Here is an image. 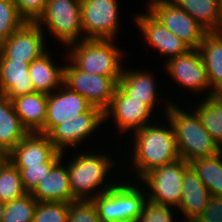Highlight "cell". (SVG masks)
Here are the masks:
<instances>
[{
	"label": "cell",
	"mask_w": 222,
	"mask_h": 222,
	"mask_svg": "<svg viewBox=\"0 0 222 222\" xmlns=\"http://www.w3.org/2000/svg\"><path fill=\"white\" fill-rule=\"evenodd\" d=\"M146 14H137L134 21L145 37L148 45L157 49L159 54L166 56V60L185 54L190 48L175 34L159 22L147 9Z\"/></svg>",
	"instance_id": "cell-16"
},
{
	"label": "cell",
	"mask_w": 222,
	"mask_h": 222,
	"mask_svg": "<svg viewBox=\"0 0 222 222\" xmlns=\"http://www.w3.org/2000/svg\"><path fill=\"white\" fill-rule=\"evenodd\" d=\"M28 134L15 113L11 99L0 94V147L9 153Z\"/></svg>",
	"instance_id": "cell-25"
},
{
	"label": "cell",
	"mask_w": 222,
	"mask_h": 222,
	"mask_svg": "<svg viewBox=\"0 0 222 222\" xmlns=\"http://www.w3.org/2000/svg\"><path fill=\"white\" fill-rule=\"evenodd\" d=\"M166 121L168 127L158 122L133 131L134 149L130 155L139 179L150 170L180 159L172 125Z\"/></svg>",
	"instance_id": "cell-1"
},
{
	"label": "cell",
	"mask_w": 222,
	"mask_h": 222,
	"mask_svg": "<svg viewBox=\"0 0 222 222\" xmlns=\"http://www.w3.org/2000/svg\"><path fill=\"white\" fill-rule=\"evenodd\" d=\"M217 7H218L219 14L222 18V0H217Z\"/></svg>",
	"instance_id": "cell-40"
},
{
	"label": "cell",
	"mask_w": 222,
	"mask_h": 222,
	"mask_svg": "<svg viewBox=\"0 0 222 222\" xmlns=\"http://www.w3.org/2000/svg\"><path fill=\"white\" fill-rule=\"evenodd\" d=\"M36 23L42 30L46 28L66 48L85 39L81 25V0H47L44 13Z\"/></svg>",
	"instance_id": "cell-6"
},
{
	"label": "cell",
	"mask_w": 222,
	"mask_h": 222,
	"mask_svg": "<svg viewBox=\"0 0 222 222\" xmlns=\"http://www.w3.org/2000/svg\"><path fill=\"white\" fill-rule=\"evenodd\" d=\"M24 61L0 60V94L12 99L37 92Z\"/></svg>",
	"instance_id": "cell-21"
},
{
	"label": "cell",
	"mask_w": 222,
	"mask_h": 222,
	"mask_svg": "<svg viewBox=\"0 0 222 222\" xmlns=\"http://www.w3.org/2000/svg\"><path fill=\"white\" fill-rule=\"evenodd\" d=\"M198 51L207 71L212 95H222V32L207 33Z\"/></svg>",
	"instance_id": "cell-23"
},
{
	"label": "cell",
	"mask_w": 222,
	"mask_h": 222,
	"mask_svg": "<svg viewBox=\"0 0 222 222\" xmlns=\"http://www.w3.org/2000/svg\"><path fill=\"white\" fill-rule=\"evenodd\" d=\"M5 205H6V203H4L3 201L0 200V222L3 221V215L5 212Z\"/></svg>",
	"instance_id": "cell-39"
},
{
	"label": "cell",
	"mask_w": 222,
	"mask_h": 222,
	"mask_svg": "<svg viewBox=\"0 0 222 222\" xmlns=\"http://www.w3.org/2000/svg\"><path fill=\"white\" fill-rule=\"evenodd\" d=\"M182 186V198L176 210L185 215L183 222H193L207 207L211 194L190 166L184 170Z\"/></svg>",
	"instance_id": "cell-19"
},
{
	"label": "cell",
	"mask_w": 222,
	"mask_h": 222,
	"mask_svg": "<svg viewBox=\"0 0 222 222\" xmlns=\"http://www.w3.org/2000/svg\"><path fill=\"white\" fill-rule=\"evenodd\" d=\"M58 90L48 94L45 124L38 133L47 135L56 125L71 121L92 107L86 98L64 84Z\"/></svg>",
	"instance_id": "cell-15"
},
{
	"label": "cell",
	"mask_w": 222,
	"mask_h": 222,
	"mask_svg": "<svg viewBox=\"0 0 222 222\" xmlns=\"http://www.w3.org/2000/svg\"><path fill=\"white\" fill-rule=\"evenodd\" d=\"M37 200L30 194L6 203L2 222H33Z\"/></svg>",
	"instance_id": "cell-30"
},
{
	"label": "cell",
	"mask_w": 222,
	"mask_h": 222,
	"mask_svg": "<svg viewBox=\"0 0 222 222\" xmlns=\"http://www.w3.org/2000/svg\"><path fill=\"white\" fill-rule=\"evenodd\" d=\"M189 164L178 159L170 164L157 167L140 179L148 189L147 200L169 207H179L183 191V174Z\"/></svg>",
	"instance_id": "cell-7"
},
{
	"label": "cell",
	"mask_w": 222,
	"mask_h": 222,
	"mask_svg": "<svg viewBox=\"0 0 222 222\" xmlns=\"http://www.w3.org/2000/svg\"><path fill=\"white\" fill-rule=\"evenodd\" d=\"M64 153L58 151L49 161L41 166H29V168H17L20 172L24 189L31 193L39 182L48 175L52 167L63 158Z\"/></svg>",
	"instance_id": "cell-32"
},
{
	"label": "cell",
	"mask_w": 222,
	"mask_h": 222,
	"mask_svg": "<svg viewBox=\"0 0 222 222\" xmlns=\"http://www.w3.org/2000/svg\"><path fill=\"white\" fill-rule=\"evenodd\" d=\"M48 94L35 92L11 99L15 113L29 133L39 132L47 116Z\"/></svg>",
	"instance_id": "cell-22"
},
{
	"label": "cell",
	"mask_w": 222,
	"mask_h": 222,
	"mask_svg": "<svg viewBox=\"0 0 222 222\" xmlns=\"http://www.w3.org/2000/svg\"><path fill=\"white\" fill-rule=\"evenodd\" d=\"M8 153L0 147V164L7 159Z\"/></svg>",
	"instance_id": "cell-38"
},
{
	"label": "cell",
	"mask_w": 222,
	"mask_h": 222,
	"mask_svg": "<svg viewBox=\"0 0 222 222\" xmlns=\"http://www.w3.org/2000/svg\"><path fill=\"white\" fill-rule=\"evenodd\" d=\"M63 84L103 112L109 107L118 86L112 77L81 71L71 62L64 66Z\"/></svg>",
	"instance_id": "cell-9"
},
{
	"label": "cell",
	"mask_w": 222,
	"mask_h": 222,
	"mask_svg": "<svg viewBox=\"0 0 222 222\" xmlns=\"http://www.w3.org/2000/svg\"><path fill=\"white\" fill-rule=\"evenodd\" d=\"M118 0H81V25L85 39L114 40L119 28Z\"/></svg>",
	"instance_id": "cell-10"
},
{
	"label": "cell",
	"mask_w": 222,
	"mask_h": 222,
	"mask_svg": "<svg viewBox=\"0 0 222 222\" xmlns=\"http://www.w3.org/2000/svg\"><path fill=\"white\" fill-rule=\"evenodd\" d=\"M172 207L160 205L147 200L142 208L138 222H174Z\"/></svg>",
	"instance_id": "cell-35"
},
{
	"label": "cell",
	"mask_w": 222,
	"mask_h": 222,
	"mask_svg": "<svg viewBox=\"0 0 222 222\" xmlns=\"http://www.w3.org/2000/svg\"><path fill=\"white\" fill-rule=\"evenodd\" d=\"M52 57L46 51L30 63L29 76L37 92L50 94L63 84L64 65L57 67Z\"/></svg>",
	"instance_id": "cell-24"
},
{
	"label": "cell",
	"mask_w": 222,
	"mask_h": 222,
	"mask_svg": "<svg viewBox=\"0 0 222 222\" xmlns=\"http://www.w3.org/2000/svg\"><path fill=\"white\" fill-rule=\"evenodd\" d=\"M26 22H36L44 13L47 0H11Z\"/></svg>",
	"instance_id": "cell-36"
},
{
	"label": "cell",
	"mask_w": 222,
	"mask_h": 222,
	"mask_svg": "<svg viewBox=\"0 0 222 222\" xmlns=\"http://www.w3.org/2000/svg\"><path fill=\"white\" fill-rule=\"evenodd\" d=\"M57 152L47 135L32 132L8 153L7 158L16 168H29L41 166Z\"/></svg>",
	"instance_id": "cell-17"
},
{
	"label": "cell",
	"mask_w": 222,
	"mask_h": 222,
	"mask_svg": "<svg viewBox=\"0 0 222 222\" xmlns=\"http://www.w3.org/2000/svg\"><path fill=\"white\" fill-rule=\"evenodd\" d=\"M199 116L203 127L210 136L222 146V95L204 97L193 108Z\"/></svg>",
	"instance_id": "cell-27"
},
{
	"label": "cell",
	"mask_w": 222,
	"mask_h": 222,
	"mask_svg": "<svg viewBox=\"0 0 222 222\" xmlns=\"http://www.w3.org/2000/svg\"><path fill=\"white\" fill-rule=\"evenodd\" d=\"M66 222H100L92 200H76L69 203Z\"/></svg>",
	"instance_id": "cell-34"
},
{
	"label": "cell",
	"mask_w": 222,
	"mask_h": 222,
	"mask_svg": "<svg viewBox=\"0 0 222 222\" xmlns=\"http://www.w3.org/2000/svg\"><path fill=\"white\" fill-rule=\"evenodd\" d=\"M69 203L37 202L33 222H66Z\"/></svg>",
	"instance_id": "cell-33"
},
{
	"label": "cell",
	"mask_w": 222,
	"mask_h": 222,
	"mask_svg": "<svg viewBox=\"0 0 222 222\" xmlns=\"http://www.w3.org/2000/svg\"><path fill=\"white\" fill-rule=\"evenodd\" d=\"M151 72L137 69H123L122 76L118 81V87L130 98L142 101L152 111L158 101V88Z\"/></svg>",
	"instance_id": "cell-20"
},
{
	"label": "cell",
	"mask_w": 222,
	"mask_h": 222,
	"mask_svg": "<svg viewBox=\"0 0 222 222\" xmlns=\"http://www.w3.org/2000/svg\"><path fill=\"white\" fill-rule=\"evenodd\" d=\"M147 10L190 49H198L208 33L186 11L171 0H149Z\"/></svg>",
	"instance_id": "cell-8"
},
{
	"label": "cell",
	"mask_w": 222,
	"mask_h": 222,
	"mask_svg": "<svg viewBox=\"0 0 222 222\" xmlns=\"http://www.w3.org/2000/svg\"><path fill=\"white\" fill-rule=\"evenodd\" d=\"M25 22L11 0H0V43L5 41Z\"/></svg>",
	"instance_id": "cell-31"
},
{
	"label": "cell",
	"mask_w": 222,
	"mask_h": 222,
	"mask_svg": "<svg viewBox=\"0 0 222 222\" xmlns=\"http://www.w3.org/2000/svg\"><path fill=\"white\" fill-rule=\"evenodd\" d=\"M68 60L77 69L112 77L117 83L122 76L121 51L111 39H84L68 46Z\"/></svg>",
	"instance_id": "cell-4"
},
{
	"label": "cell",
	"mask_w": 222,
	"mask_h": 222,
	"mask_svg": "<svg viewBox=\"0 0 222 222\" xmlns=\"http://www.w3.org/2000/svg\"><path fill=\"white\" fill-rule=\"evenodd\" d=\"M164 110L166 119L172 125L181 159L188 163L220 152L221 147L203 127L194 110L184 111L172 101H167Z\"/></svg>",
	"instance_id": "cell-2"
},
{
	"label": "cell",
	"mask_w": 222,
	"mask_h": 222,
	"mask_svg": "<svg viewBox=\"0 0 222 222\" xmlns=\"http://www.w3.org/2000/svg\"><path fill=\"white\" fill-rule=\"evenodd\" d=\"M167 74L172 76L180 86L187 90L203 92L209 89L206 93L207 97L212 96V91L207 71L198 49H190L185 54L166 60Z\"/></svg>",
	"instance_id": "cell-13"
},
{
	"label": "cell",
	"mask_w": 222,
	"mask_h": 222,
	"mask_svg": "<svg viewBox=\"0 0 222 222\" xmlns=\"http://www.w3.org/2000/svg\"><path fill=\"white\" fill-rule=\"evenodd\" d=\"M26 194L19 170L7 158L0 165V200L9 203Z\"/></svg>",
	"instance_id": "cell-29"
},
{
	"label": "cell",
	"mask_w": 222,
	"mask_h": 222,
	"mask_svg": "<svg viewBox=\"0 0 222 222\" xmlns=\"http://www.w3.org/2000/svg\"><path fill=\"white\" fill-rule=\"evenodd\" d=\"M60 159L35 189L30 193L37 202H66L76 201L73 197L67 166Z\"/></svg>",
	"instance_id": "cell-18"
},
{
	"label": "cell",
	"mask_w": 222,
	"mask_h": 222,
	"mask_svg": "<svg viewBox=\"0 0 222 222\" xmlns=\"http://www.w3.org/2000/svg\"><path fill=\"white\" fill-rule=\"evenodd\" d=\"M44 31L36 22H25L0 43V60L24 61L30 64L47 51Z\"/></svg>",
	"instance_id": "cell-11"
},
{
	"label": "cell",
	"mask_w": 222,
	"mask_h": 222,
	"mask_svg": "<svg viewBox=\"0 0 222 222\" xmlns=\"http://www.w3.org/2000/svg\"><path fill=\"white\" fill-rule=\"evenodd\" d=\"M186 11L208 33L222 32V18L217 0H171Z\"/></svg>",
	"instance_id": "cell-26"
},
{
	"label": "cell",
	"mask_w": 222,
	"mask_h": 222,
	"mask_svg": "<svg viewBox=\"0 0 222 222\" xmlns=\"http://www.w3.org/2000/svg\"><path fill=\"white\" fill-rule=\"evenodd\" d=\"M105 191L92 199L95 204L100 222H137L147 201L145 186L132 184L123 178ZM131 182V183H130ZM145 193V194H144Z\"/></svg>",
	"instance_id": "cell-5"
},
{
	"label": "cell",
	"mask_w": 222,
	"mask_h": 222,
	"mask_svg": "<svg viewBox=\"0 0 222 222\" xmlns=\"http://www.w3.org/2000/svg\"><path fill=\"white\" fill-rule=\"evenodd\" d=\"M193 222H222V196H211L207 207Z\"/></svg>",
	"instance_id": "cell-37"
},
{
	"label": "cell",
	"mask_w": 222,
	"mask_h": 222,
	"mask_svg": "<svg viewBox=\"0 0 222 222\" xmlns=\"http://www.w3.org/2000/svg\"><path fill=\"white\" fill-rule=\"evenodd\" d=\"M106 155L104 153H82L77 155L78 157H74L72 161L70 160L67 169L70 188L76 200H92L119 181L117 177L115 180H109L111 177H106L112 166H115L114 160Z\"/></svg>",
	"instance_id": "cell-3"
},
{
	"label": "cell",
	"mask_w": 222,
	"mask_h": 222,
	"mask_svg": "<svg viewBox=\"0 0 222 222\" xmlns=\"http://www.w3.org/2000/svg\"><path fill=\"white\" fill-rule=\"evenodd\" d=\"M153 111L142 101L128 97L118 86L109 107L104 111V121L114 120L119 132L137 131L150 123Z\"/></svg>",
	"instance_id": "cell-14"
},
{
	"label": "cell",
	"mask_w": 222,
	"mask_h": 222,
	"mask_svg": "<svg viewBox=\"0 0 222 222\" xmlns=\"http://www.w3.org/2000/svg\"><path fill=\"white\" fill-rule=\"evenodd\" d=\"M103 122H105L104 112L92 106L87 112L79 114L73 120L56 125L47 136L58 151L65 153L64 150L72 146L78 149L77 145L84 142L85 138L92 136L90 134Z\"/></svg>",
	"instance_id": "cell-12"
},
{
	"label": "cell",
	"mask_w": 222,
	"mask_h": 222,
	"mask_svg": "<svg viewBox=\"0 0 222 222\" xmlns=\"http://www.w3.org/2000/svg\"><path fill=\"white\" fill-rule=\"evenodd\" d=\"M196 175L209 190L211 196H222V153L197 158L188 162Z\"/></svg>",
	"instance_id": "cell-28"
}]
</instances>
